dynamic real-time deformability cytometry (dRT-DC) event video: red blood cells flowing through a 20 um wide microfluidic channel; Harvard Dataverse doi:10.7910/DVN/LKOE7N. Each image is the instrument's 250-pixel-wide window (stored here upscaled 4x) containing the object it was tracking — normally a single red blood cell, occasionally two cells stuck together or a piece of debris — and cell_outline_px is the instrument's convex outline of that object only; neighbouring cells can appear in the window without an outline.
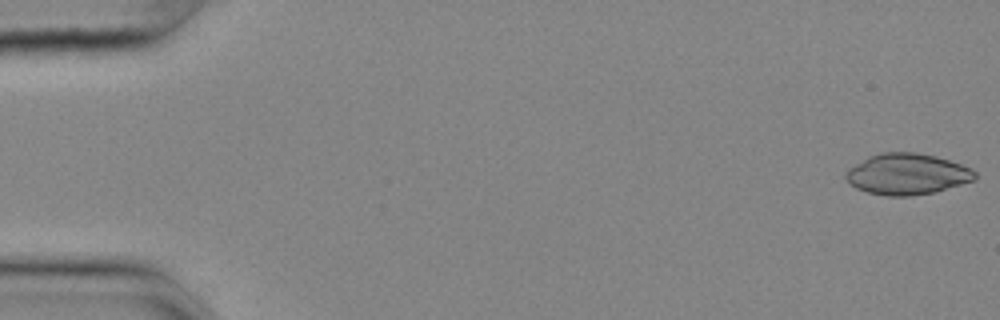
{"species": "common noctule bat (a hibernating species)", "species_latin": "Nyctalus noctula", "temperature_condition": "cold", "stored_images_in_passage": 55, "camera_frame_rate_fps": 3000, "um_per_image_px": 0.085, "animal": {"sex": "female", "body_mass_g": 25.1}, "frame": {"image": 1, "passage_image": 1, "time_ms": 0.0, "image_size_px": [1000, 320], "cell_outline_px": [[976, 180], [932, 192], [912, 196], [888, 196], [868, 192], [856, 188], [844, 176], [848, 168], [868, 156], [880, 152], [916, 152], [936, 156], [972, 168], [976, 172]], "centroid_in_image_um": [77.1, 14.78], "position_along_channel_um": 7.9, "area_um2": 30.87}}
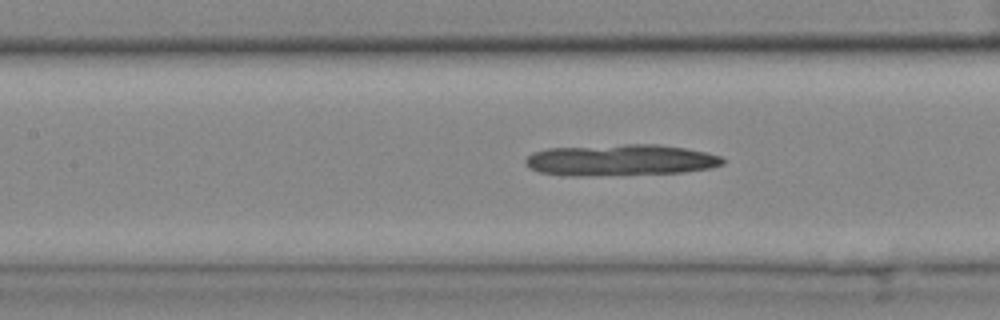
{"frame": {"image": 2, "passage_image": 25, "time_ms": 8.0, "image_size_px": [1000, 320], "cell_outline_px": [[724, 164], [712, 168], [684, 172], [596, 176], [560, 176], [540, 172], [528, 168], [524, 160], [532, 152], [548, 148], [624, 144], [660, 144], [708, 152], [720, 156], [724, 160]], "centroid_in_image_um": [52.71, 13.61], "position_along_channel_um": 154.7, "area_um2": 36.59}}
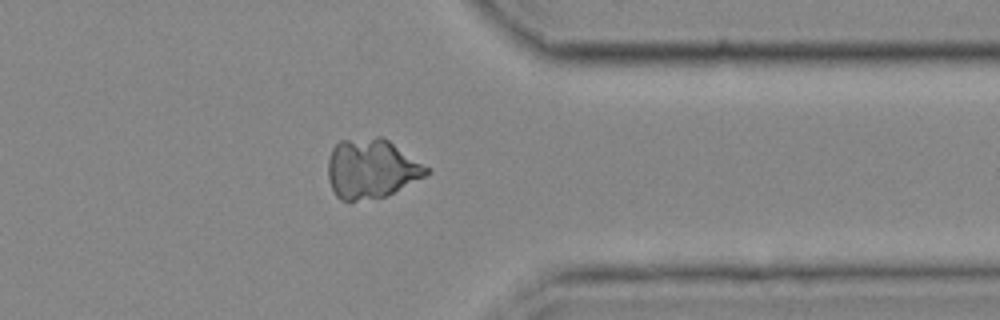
{"frame": {"image": 3, "passage_image": 44, "time_ms": 14.333, "image_size_px": [1000, 320], "cell_outline_px": [[432, 172], [384, 196], [356, 200], [340, 200], [336, 196], [328, 180], [328, 160], [332, 148], [340, 140], [376, 136], [384, 136], [432, 168]], "centroid_in_image_um": [31.59, 14.29], "position_along_channel_um": 379.8, "area_um2": 34.33}}